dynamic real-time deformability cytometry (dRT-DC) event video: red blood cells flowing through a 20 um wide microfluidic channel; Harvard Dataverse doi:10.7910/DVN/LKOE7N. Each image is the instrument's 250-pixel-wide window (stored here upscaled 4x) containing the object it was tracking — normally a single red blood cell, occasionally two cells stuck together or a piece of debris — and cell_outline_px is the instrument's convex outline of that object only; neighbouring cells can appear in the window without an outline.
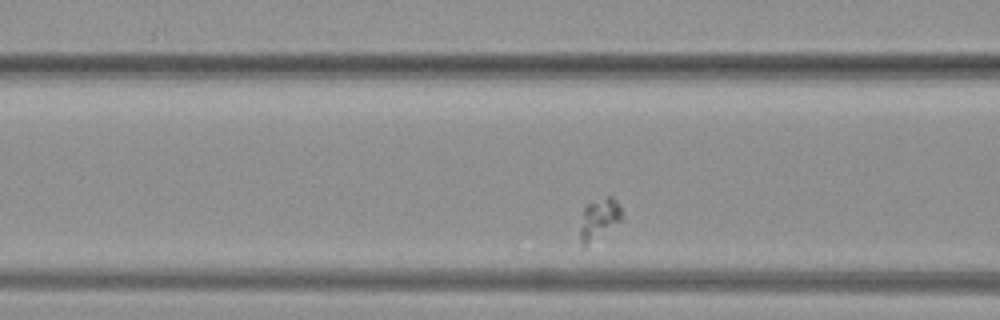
{"species": "common noctule bat (a hibernating species)", "species_latin": "Nyctalus noctula", "temperature_condition": "warm", "stored_images_in_passage": 30, "camera_frame_rate_fps": 3000, "um_per_image_px": 0.085, "animal": {"sex": "female", "body_mass_g": 19.3, "forearm_length_mm": 54.1}, "frame": {"image": 1, "passage_image": 7, "time_ms": 2.0, "image_size_px": [1000, 320], "cell_outline_px": [[624, 220], [584, 248], [580, 244], [580, 228], [584, 208], [588, 204], [608, 196], [612, 196], [620, 204], [624, 212]], "centroid_in_image_um": [50.98, 18.64], "position_along_channel_um": 115.6, "area_um2": 10.35}}
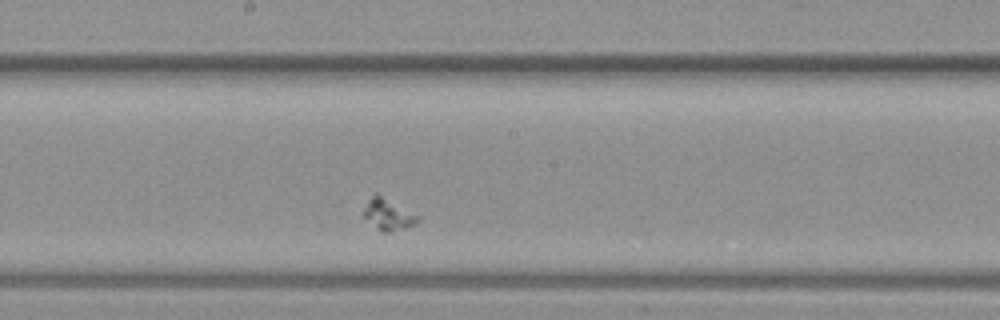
{"frame": {"image": 2, "passage_image": 15, "time_ms": 4.667, "image_size_px": [1000, 320], "cell_outline_px": [[420, 220], [404, 228], [388, 232], [384, 232], [376, 228], [364, 216], [364, 208], [368, 200], [376, 192], [380, 192], [420, 216]], "centroid_in_image_um": [33.01, 18.16], "position_along_channel_um": 215.2, "area_um2": 10.0}}